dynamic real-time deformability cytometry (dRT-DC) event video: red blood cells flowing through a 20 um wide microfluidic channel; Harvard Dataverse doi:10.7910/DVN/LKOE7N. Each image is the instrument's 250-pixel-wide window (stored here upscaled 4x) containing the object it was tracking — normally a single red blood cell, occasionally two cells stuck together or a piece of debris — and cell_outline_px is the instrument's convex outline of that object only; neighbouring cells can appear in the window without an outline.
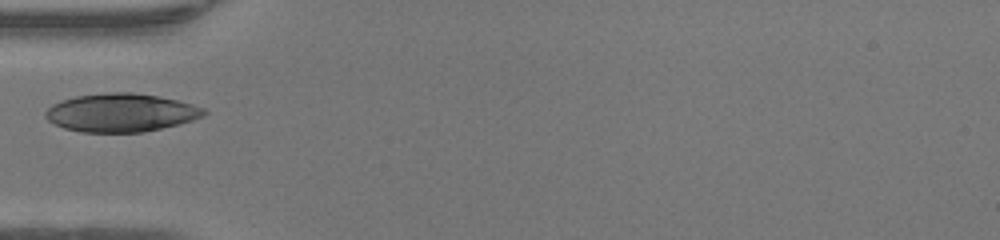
{"species": "human", "species_latin": "Homo sapiens", "temperature_condition": "warm", "stored_images_in_passage": 14, "camera_frame_rate_fps": 3000, "um_per_image_px": 0.085, "donor": {"sex": "female"}, "frame": {"image": 1, "passage_image": 1, "time_ms": 0.0, "image_size_px": [1000, 240], "cell_outline_px": [[208, 112], [204, 116], [180, 124], [144, 132], [80, 132], [64, 128], [48, 120], [44, 116], [44, 112], [52, 104], [76, 96], [112, 92], [132, 92], [156, 96], [176, 100], [192, 104], [204, 108]], "centroid_in_image_um": [10.29, 9.58], "position_along_channel_um": 74.7, "area_um2": 35.26}}